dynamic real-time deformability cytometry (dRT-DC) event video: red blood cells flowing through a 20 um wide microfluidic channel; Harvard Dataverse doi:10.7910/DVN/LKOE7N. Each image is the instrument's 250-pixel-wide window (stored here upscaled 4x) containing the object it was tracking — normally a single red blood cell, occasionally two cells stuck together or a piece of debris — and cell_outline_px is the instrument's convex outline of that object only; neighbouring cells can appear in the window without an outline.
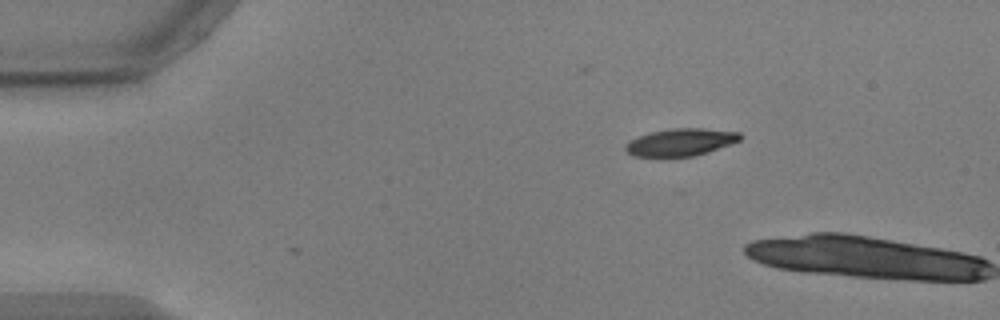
{"species": "common noctule bat (a hibernating species)", "species_latin": "Nyctalus noctula", "temperature_condition": "warm", "stored_images_in_passage": 2, "camera_frame_rate_fps": 3000, "um_per_image_px": 0.085, "animal": {"sex": "male", "body_mass_g": 17.9, "forearm_length_mm": 54.2}, "frame": {"image": 1, "passage_image": 1, "time_ms": 0.0, "image_size_px": [1000, 320], "cell_outline_px": [[740, 140], [708, 152], [696, 156], [660, 160], [632, 156], [624, 148], [624, 144], [628, 140], [652, 132], [668, 128], [704, 128], [740, 132]], "centroid_in_image_um": [57.76, 12.14], "position_along_channel_um": 27.2, "area_um2": 19.13}}